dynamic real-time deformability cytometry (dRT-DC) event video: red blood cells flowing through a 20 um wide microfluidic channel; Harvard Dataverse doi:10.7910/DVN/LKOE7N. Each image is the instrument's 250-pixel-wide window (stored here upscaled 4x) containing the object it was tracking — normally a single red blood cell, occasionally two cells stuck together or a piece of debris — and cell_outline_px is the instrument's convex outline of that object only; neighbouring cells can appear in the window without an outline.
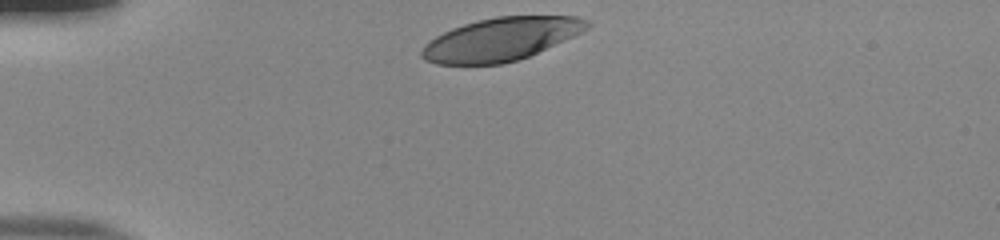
{"species": "human", "species_latin": "Homo sapiens", "temperature_condition": "room temperature", "stored_images_in_passage": 32, "camera_frame_rate_fps": 3000, "um_per_image_px": 0.085, "donor": {"sex": "male"}, "frame": {"image": 1, "passage_image": 1, "time_ms": 0.0, "image_size_px": [1000, 240], "cell_outline_px": [[592, 24], [588, 28], [572, 36], [528, 56], [516, 60], [500, 64], [436, 64], [424, 60], [420, 56], [420, 52], [424, 44], [436, 36], [452, 28], [464, 24], [496, 16], [576, 16], [588, 20]], "centroid_in_image_um": [42.54, 3.33], "position_along_channel_um": 42.5, "area_um2": 41.04}}
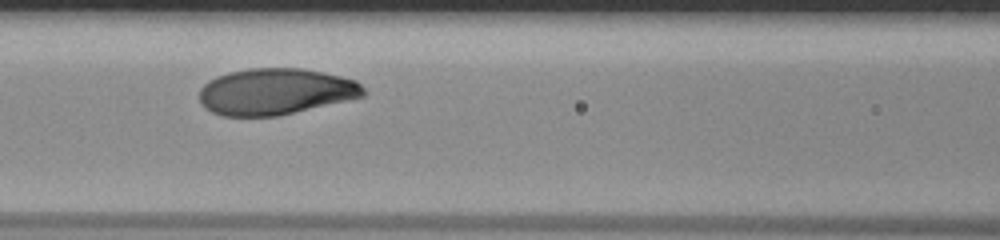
{"frame": {"image": 2, "passage_image": 12, "time_ms": 3.667, "image_size_px": [1000, 240], "cell_outline_px": [[368, 92], [364, 96], [348, 100], [280, 116], [224, 116], [212, 112], [204, 108], [200, 104], [200, 88], [208, 80], [216, 76], [228, 72], [248, 68], [300, 68], [340, 76], [356, 80]], "centroid_in_image_um": [23.4, 7.79], "position_along_channel_um": 143.2, "area_um2": 44.62}}
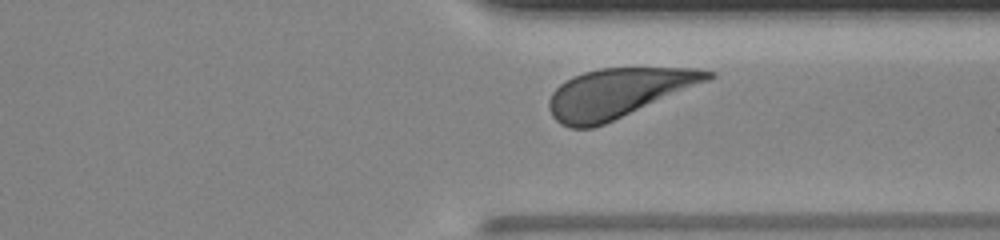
{"frame": {"image": 3, "passage_image": 29, "time_ms": 9.333, "image_size_px": [1000, 240], "cell_outline_px": [[716, 76], [708, 80], [604, 124], [592, 128], [572, 128], [560, 124], [552, 116], [548, 108], [548, 100], [552, 92], [564, 80], [572, 76], [584, 72], [600, 68], [696, 68], [716, 72]], "centroid_in_image_um": [52.48, 7.9], "position_along_channel_um": 358.9, "area_um2": 45.14}, "authors_computed_cell_mechanics": {"area_um2": 45.1707, "velocity_mm_per_s": 3.8049, "shape_relaxation_time_tau1_ms": 3.5992, "shape_relaxation_time_tau2_ms": null, "deformation_change_tau1": 0.1923, "deformation_change_tau2": null}}